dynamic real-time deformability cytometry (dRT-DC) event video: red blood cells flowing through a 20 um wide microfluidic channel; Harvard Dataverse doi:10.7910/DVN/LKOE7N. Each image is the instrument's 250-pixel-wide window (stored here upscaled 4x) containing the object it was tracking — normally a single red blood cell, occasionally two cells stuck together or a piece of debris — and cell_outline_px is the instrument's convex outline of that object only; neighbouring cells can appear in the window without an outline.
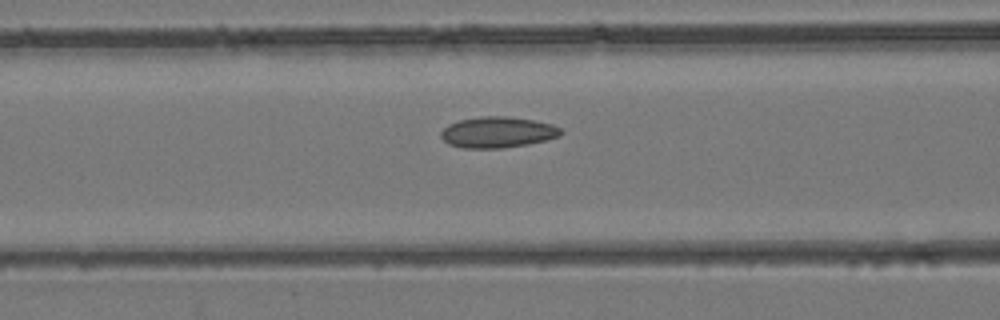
{"species": "common noctule bat (a hibernating species)", "species_latin": "Nyctalus noctula", "temperature_condition": "room temperature", "stored_images_in_passage": 42, "camera_frame_rate_fps": 3000, "um_per_image_px": 0.085, "animal": {"sex": "female", "body_mass_g": 24.6, "forearm_length_mm": 56.2}, "frame": {"image": 1, "passage_image": 17, "time_ms": 5.333, "image_size_px": [1000, 320], "cell_outline_px": [[564, 132], [560, 136], [528, 144], [504, 148], [464, 148], [448, 144], [440, 136], [440, 132], [448, 124], [460, 120], [480, 116], [504, 116], [532, 120], [552, 124], [560, 128]], "centroid_in_image_um": [42.28, 11.24], "position_along_channel_um": 124.3, "area_um2": 21.62}}
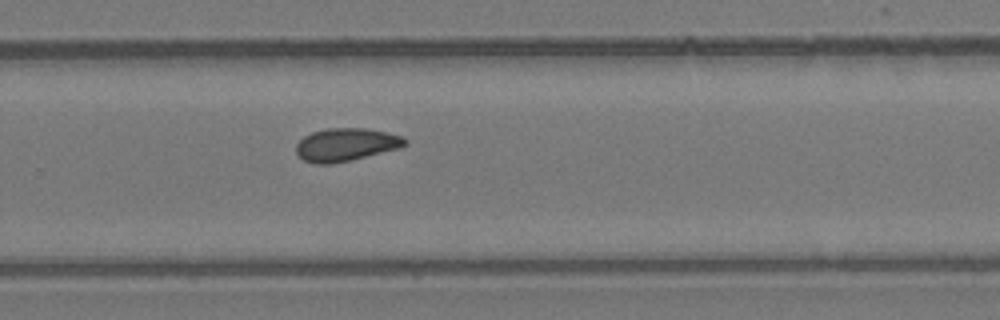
{"frame": {"image": 2, "passage_image": 28, "time_ms": 9.0, "image_size_px": [1000, 320], "cell_outline_px": [[408, 144], [400, 148], [352, 160], [332, 164], [316, 164], [304, 160], [296, 152], [296, 144], [304, 136], [312, 132], [328, 128], [364, 128], [388, 132], [400, 136], [408, 140]], "centroid_in_image_um": [29.42, 12.3], "position_along_channel_um": 300.4, "area_um2": 20.98}}
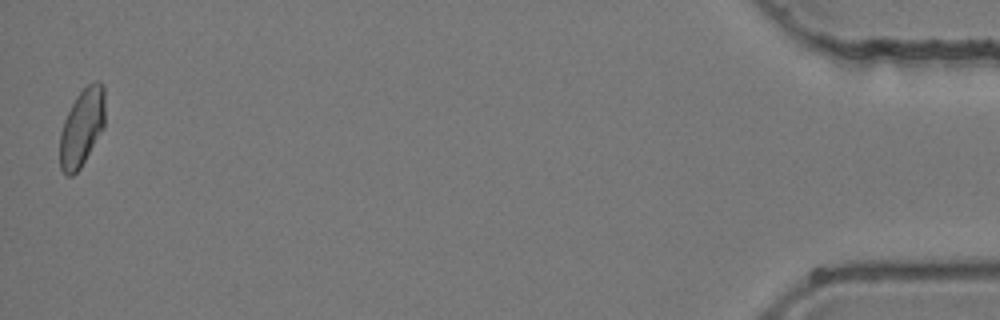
{"frame": {"image": 3, "passage_image": 42, "time_ms": 13.667, "image_size_px": [1000, 320], "cell_outline_px": [[104, 128], [80, 168], [72, 176], [68, 176], [60, 168], [60, 132], [64, 120], [76, 96], [88, 84], [96, 80], [100, 80], [104, 84]], "centroid_in_image_um": [6.97, 10.81], "position_along_channel_um": 428.2, "area_um2": 20.4}}